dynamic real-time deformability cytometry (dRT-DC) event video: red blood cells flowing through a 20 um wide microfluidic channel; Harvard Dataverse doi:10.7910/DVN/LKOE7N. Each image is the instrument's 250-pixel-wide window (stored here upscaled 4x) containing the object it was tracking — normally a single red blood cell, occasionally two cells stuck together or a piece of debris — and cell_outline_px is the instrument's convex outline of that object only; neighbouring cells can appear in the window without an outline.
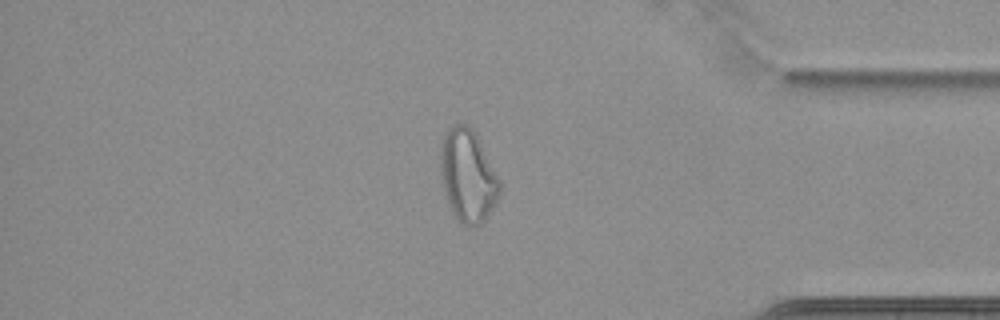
{"species": "common noctule bat (a hibernating species)", "species_latin": "Nyctalus noctula", "temperature_condition": "cold", "stored_images_in_passage": 64, "camera_frame_rate_fps": 3000, "um_per_image_px": 0.085, "animal": {"sex": "female", "body_mass_g": 22.7, "forearm_length_mm": 54.2}, "frame": {"image": 1, "passage_image": 55, "time_ms": 18.0, "image_size_px": [1000, 320], "cell_outline_px": [[500, 192], [492, 208], [484, 220], [480, 224], [472, 228], [456, 220], [452, 212], [444, 188], [440, 168], [440, 144], [444, 132], [452, 124], [468, 124], [476, 132], [500, 180]], "centroid_in_image_um": [39.75, 14.89], "position_along_channel_um": 395.4, "area_um2": 32.08}}